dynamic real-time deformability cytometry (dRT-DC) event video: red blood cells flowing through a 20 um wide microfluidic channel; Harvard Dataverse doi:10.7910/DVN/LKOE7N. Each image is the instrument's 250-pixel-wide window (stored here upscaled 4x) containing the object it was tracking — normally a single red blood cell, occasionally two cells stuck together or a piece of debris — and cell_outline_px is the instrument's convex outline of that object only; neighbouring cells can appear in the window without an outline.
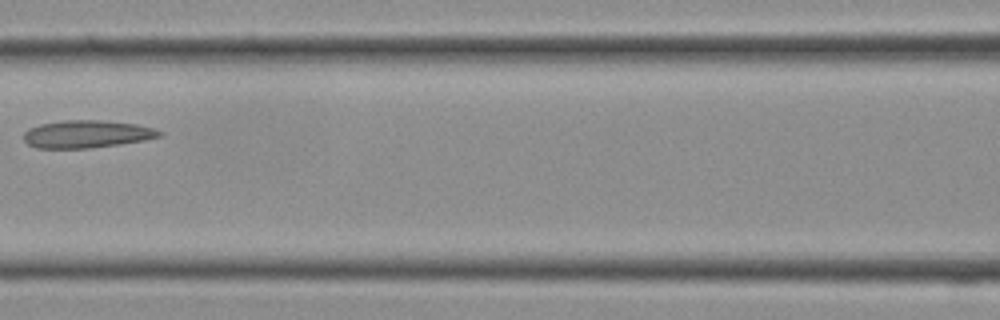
{"species": "Egyptian fruit bat (a non-hibernating species)", "species_latin": "Rousettus aegyptiacus", "temperature_condition": "cold", "stored_images_in_passage": 10, "camera_frame_rate_fps": 3000, "um_per_image_px": 0.085, "frame": {"image": 1, "passage_image": 9, "time_ms": 2.667, "image_size_px": [1000, 320], "cell_outline_px": [[164, 132], [160, 136], [144, 140], [120, 144], [92, 148], [36, 148], [28, 144], [24, 140], [24, 132], [28, 128], [40, 124], [64, 120], [100, 120], [136, 124], [152, 128]], "centroid_in_image_um": [7.35, 11.4], "position_along_channel_um": 159.2, "area_um2": 21.79}}